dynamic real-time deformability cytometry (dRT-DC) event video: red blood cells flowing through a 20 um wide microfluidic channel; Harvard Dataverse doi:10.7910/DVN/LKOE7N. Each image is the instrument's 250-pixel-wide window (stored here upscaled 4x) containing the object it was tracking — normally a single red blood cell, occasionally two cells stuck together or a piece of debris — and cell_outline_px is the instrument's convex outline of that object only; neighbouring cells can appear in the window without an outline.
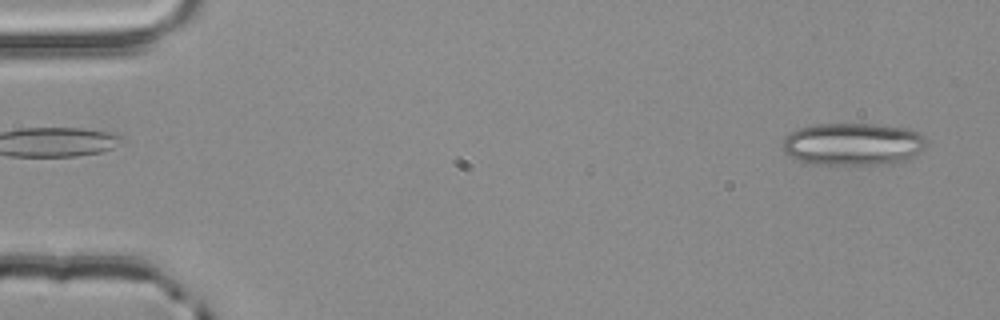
{"species": "common noctule bat (a hibernating species)", "species_latin": "Nyctalus noctula", "temperature_condition": "room temperature", "stored_images_in_passage": 52, "camera_frame_rate_fps": 3000, "um_per_image_px": 0.085, "animal": {"sex": "male", "body_mass_g": 20.4}, "frame": {"image": 1, "passage_image": 1, "time_ms": 0.0, "image_size_px": [1000, 320], "cell_outline_px": [[928, 140], [924, 148], [908, 160], [892, 164], [812, 164], [788, 156], [784, 152], [784, 136], [800, 128], [816, 124], [876, 124], [908, 128], [924, 136]], "centroid_in_image_um": [72.54, 12.25], "position_along_channel_um": 12.5, "area_um2": 35.72}}
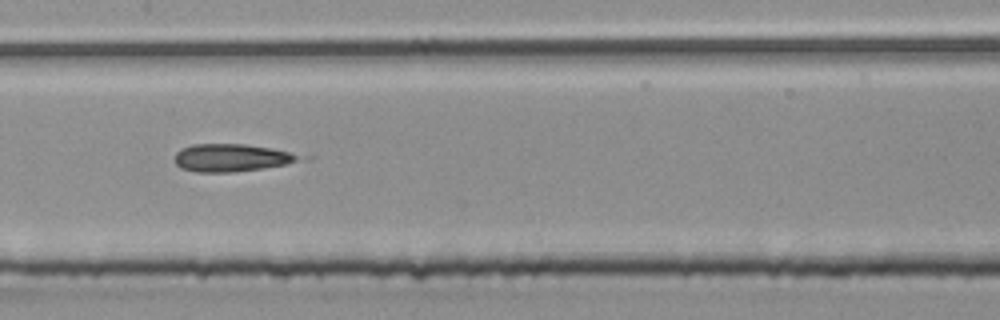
{"frame": {"image": 2, "passage_image": 25, "time_ms": 8.0, "image_size_px": [1000, 320], "cell_outline_px": [[296, 160], [284, 164], [264, 168], [232, 172], [196, 172], [180, 168], [176, 164], [176, 152], [180, 148], [192, 144], [244, 144], [272, 148], [288, 152], [296, 156]], "centroid_in_image_um": [19.53, 13.4], "position_along_channel_um": 187.9, "area_um2": 19.65}}
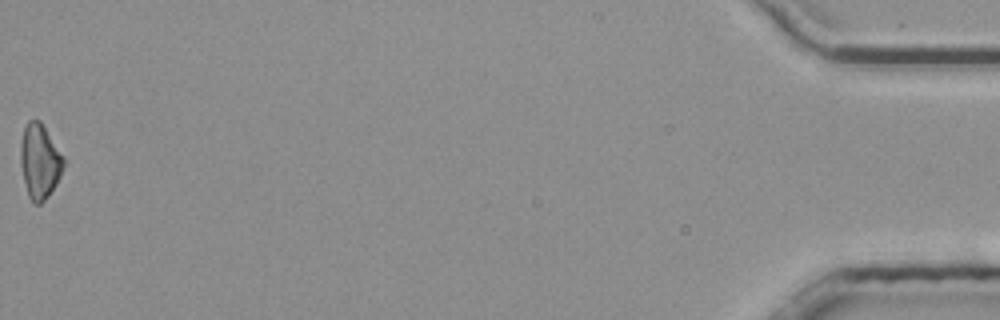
{"frame": {"image": 3, "passage_image": 52, "time_ms": 17.0, "image_size_px": [1000, 320], "cell_outline_px": [[64, 164], [60, 176], [56, 184], [48, 196], [40, 204], [36, 204], [28, 196], [20, 164], [20, 144], [24, 128], [28, 120], [40, 120], [64, 156]], "centroid_in_image_um": [3.37, 13.69], "position_along_channel_um": 431.8, "area_um2": 18.67}, "authors_computed_cell_mechanics": {"area_um2": 20.1722, "velocity_mm_per_s": 3.889, "shape_relaxation_time_tau1_ms": null, "shape_relaxation_time_tau2_ms": 2.7242, "deformation_change_tau1": null, "deformation_change_tau2": 0.132}}